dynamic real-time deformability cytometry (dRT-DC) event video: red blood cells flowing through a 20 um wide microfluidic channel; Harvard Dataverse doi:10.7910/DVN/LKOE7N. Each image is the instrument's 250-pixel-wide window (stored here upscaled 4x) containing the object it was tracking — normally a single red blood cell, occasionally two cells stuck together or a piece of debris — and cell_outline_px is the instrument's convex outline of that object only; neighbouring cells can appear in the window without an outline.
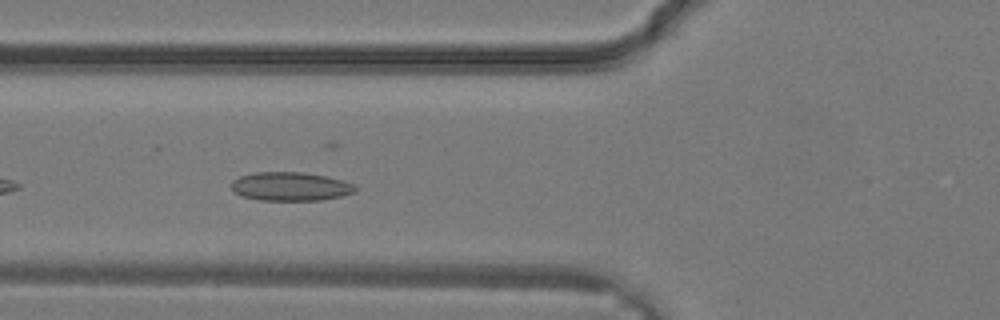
{"species": "common noctule bat (a hibernating species)", "species_latin": "Nyctalus noctula", "temperature_condition": "warm", "stored_images_in_passage": 26, "camera_frame_rate_fps": 3000, "um_per_image_px": 0.085, "animal": {"sex": "male", "body_mass_g": 19.2, "forearm_length_mm": 51.8}, "frame": {"image": 1, "passage_image": 8, "time_ms": 2.333, "image_size_px": [1000, 320], "cell_outline_px": [[356, 192], [340, 196], [320, 200], [260, 200], [240, 196], [232, 188], [232, 180], [240, 176], [256, 172], [300, 172], [324, 176], [344, 180], [356, 184]], "centroid_in_image_um": [24.71, 15.85], "position_along_channel_um": 101.1, "area_um2": 20.69}}